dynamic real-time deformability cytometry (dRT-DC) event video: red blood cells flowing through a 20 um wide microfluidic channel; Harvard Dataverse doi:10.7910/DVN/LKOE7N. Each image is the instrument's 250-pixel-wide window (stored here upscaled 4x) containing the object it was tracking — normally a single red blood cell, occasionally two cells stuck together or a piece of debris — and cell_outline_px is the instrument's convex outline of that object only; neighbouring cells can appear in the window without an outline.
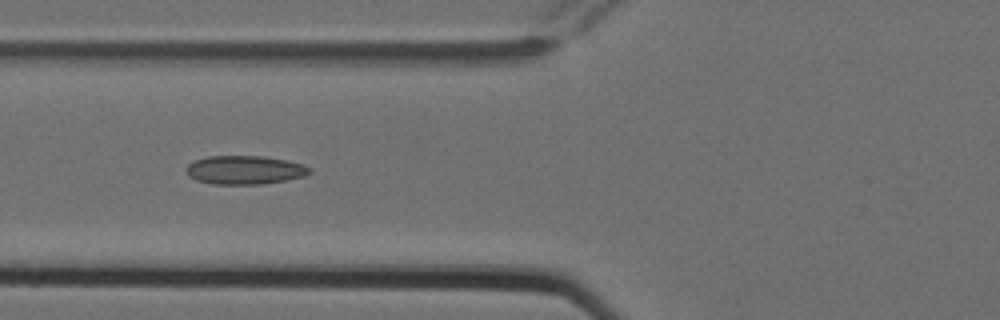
{"species": "Egyptian fruit bat (a non-hibernating species)", "species_latin": "Rousettus aegyptiacus", "temperature_condition": "cold", "stored_images_in_passage": 9, "camera_frame_rate_fps": 3000, "um_per_image_px": 0.085, "animal": {"sex": "female"}, "frame": {"image": 1, "passage_image": 7, "time_ms": 2.0, "image_size_px": [1000, 320], "cell_outline_px": [[312, 172], [304, 176], [284, 180], [260, 184], [212, 184], [196, 180], [188, 176], [184, 168], [192, 160], [208, 156], [260, 156], [288, 160], [300, 164], [308, 168]], "centroid_in_image_um": [20.72, 14.44], "position_along_channel_um": 105.1, "area_um2": 20.58}}
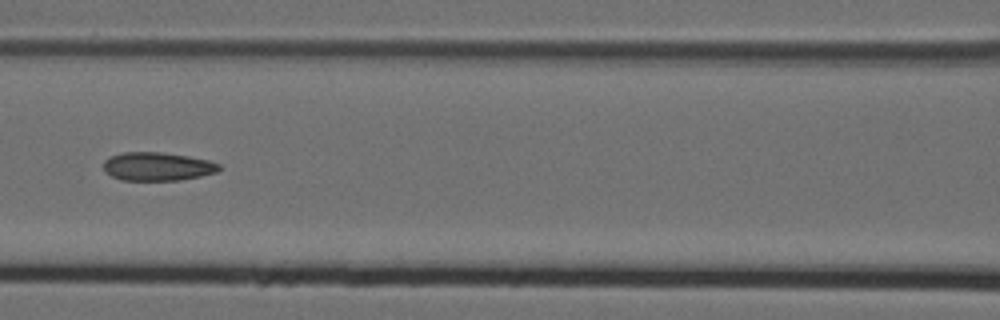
{"frame": {"image": 2, "passage_image": 8, "time_ms": 2.333, "image_size_px": [1000, 320], "cell_outline_px": [[220, 168], [216, 172], [200, 176], [180, 180], [120, 180], [104, 172], [104, 160], [112, 156], [124, 152], [160, 152], [188, 156], [208, 160], [220, 164]], "centroid_in_image_um": [13.36, 14.15], "position_along_channel_um": 153.2, "area_um2": 19.07}}
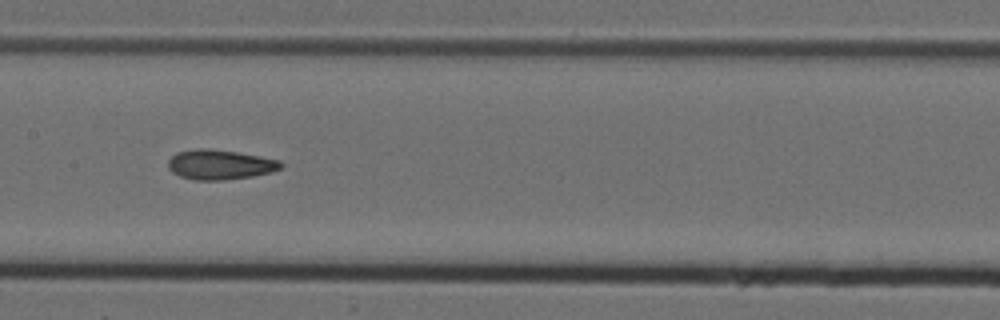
{"frame": {"image": 3, "passage_image": 9, "time_ms": 2.667, "image_size_px": [1000, 320], "cell_outline_px": [[284, 164], [280, 168], [272, 172], [252, 176], [224, 180], [192, 180], [180, 176], [172, 172], [168, 168], [168, 160], [176, 152], [196, 148], [208, 148], [236, 152], [260, 156], [280, 160]], "centroid_in_image_um": [18.68, 13.99], "position_along_channel_um": 188.7, "area_um2": 19.71}}